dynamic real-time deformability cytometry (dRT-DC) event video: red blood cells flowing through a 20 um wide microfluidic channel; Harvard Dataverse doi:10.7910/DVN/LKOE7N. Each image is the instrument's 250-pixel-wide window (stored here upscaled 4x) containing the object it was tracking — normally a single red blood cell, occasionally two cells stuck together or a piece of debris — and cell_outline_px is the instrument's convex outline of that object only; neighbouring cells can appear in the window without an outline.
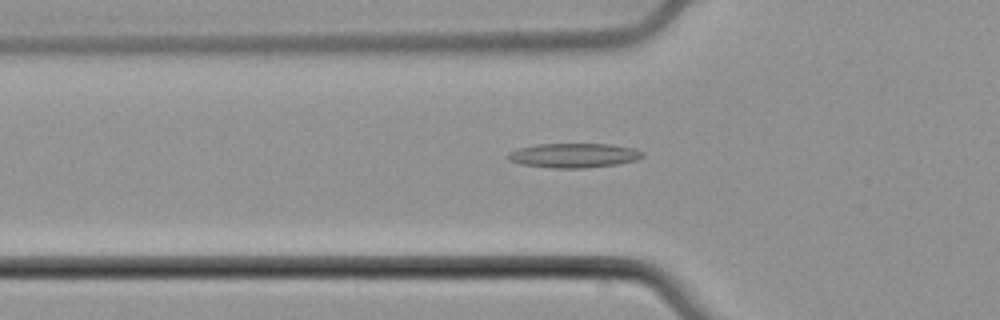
{"species": "common noctule bat (a hibernating species)", "species_latin": "Nyctalus noctula", "temperature_condition": "cold", "stored_images_in_passage": 55, "camera_frame_rate_fps": 3000, "um_per_image_px": 0.085, "animal": {"sex": "male", "body_mass_g": 21.5, "forearm_length_mm": 52.0}, "frame": {"image": 1, "passage_image": 19, "time_ms": 6.0, "image_size_px": [1000, 320], "cell_outline_px": [[644, 156], [636, 160], [616, 164], [584, 168], [552, 168], [524, 164], [508, 160], [508, 152], [520, 148], [536, 144], [612, 144], [636, 148], [644, 152]], "centroid_in_image_um": [48.82, 13.2], "position_along_channel_um": 77.0, "area_um2": 19.13}}
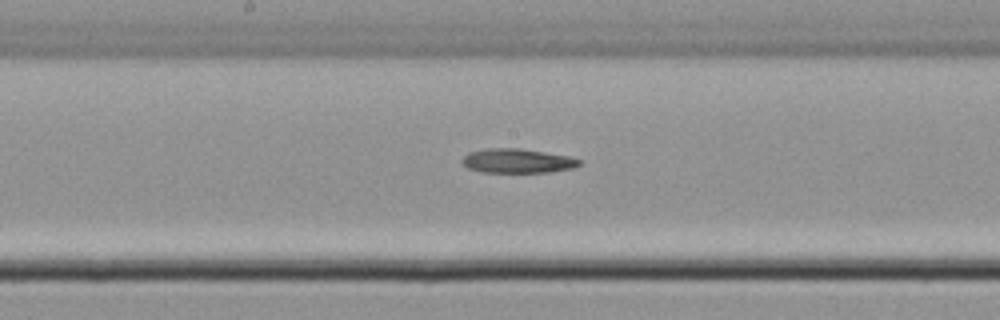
{"frame": {"image": 2, "passage_image": 29, "time_ms": 9.333, "image_size_px": [1000, 320], "cell_outline_px": [[580, 164], [572, 168], [548, 172], [484, 172], [468, 168], [460, 160], [468, 152], [488, 148], [520, 148], [568, 156], [580, 160]], "centroid_in_image_um": [43.94, 13.67], "position_along_channel_um": 204.3, "area_um2": 16.42}}
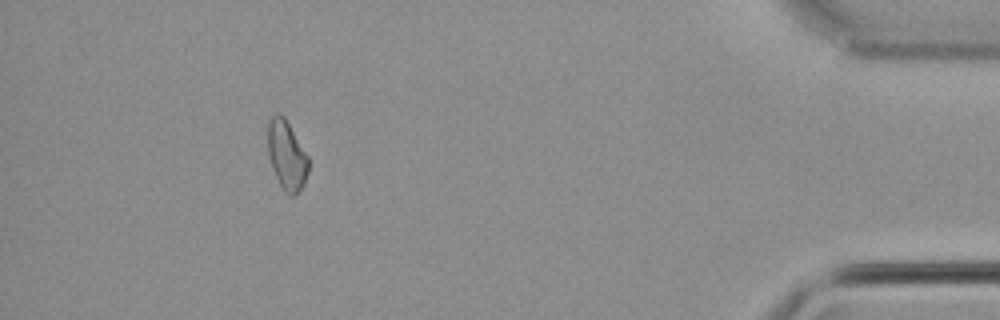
{"frame": {"image": 3, "passage_image": 50, "time_ms": 16.333, "image_size_px": [1000, 320], "cell_outline_px": [[308, 172], [304, 184], [292, 196], [288, 196], [284, 192], [272, 168], [268, 156], [268, 120], [272, 116], [284, 116], [308, 156]], "centroid_in_image_um": [24.36, 13.22], "position_along_channel_um": 410.8, "area_um2": 16.13}, "authors_computed_cell_mechanics": {"area_um2": 17.2244, "velocity_mm_per_s": 3.8046, "shape_relaxation_time_tau1_ms": null, "shape_relaxation_time_tau2_ms": 4.3348, "deformation_change_tau1": null, "deformation_change_tau2": 0.1018}}